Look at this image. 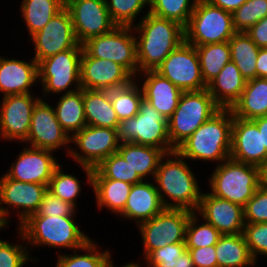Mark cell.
<instances>
[{"mask_svg":"<svg viewBox=\"0 0 267 267\" xmlns=\"http://www.w3.org/2000/svg\"><path fill=\"white\" fill-rule=\"evenodd\" d=\"M267 16V0H247L232 13L236 32H246Z\"/></svg>","mask_w":267,"mask_h":267,"instance_id":"obj_42","label":"cell"},{"mask_svg":"<svg viewBox=\"0 0 267 267\" xmlns=\"http://www.w3.org/2000/svg\"><path fill=\"white\" fill-rule=\"evenodd\" d=\"M76 207L71 203L63 201L59 197L46 192L42 198L38 210L33 215L44 216H75Z\"/></svg>","mask_w":267,"mask_h":267,"instance_id":"obj_47","label":"cell"},{"mask_svg":"<svg viewBox=\"0 0 267 267\" xmlns=\"http://www.w3.org/2000/svg\"><path fill=\"white\" fill-rule=\"evenodd\" d=\"M243 235L255 262L257 255H267V222L245 223Z\"/></svg>","mask_w":267,"mask_h":267,"instance_id":"obj_44","label":"cell"},{"mask_svg":"<svg viewBox=\"0 0 267 267\" xmlns=\"http://www.w3.org/2000/svg\"><path fill=\"white\" fill-rule=\"evenodd\" d=\"M187 250L185 243L167 244L153 250L145 259L148 267H177L178 258Z\"/></svg>","mask_w":267,"mask_h":267,"instance_id":"obj_46","label":"cell"},{"mask_svg":"<svg viewBox=\"0 0 267 267\" xmlns=\"http://www.w3.org/2000/svg\"><path fill=\"white\" fill-rule=\"evenodd\" d=\"M98 207L105 206L115 214L124 210L132 184L112 179H92Z\"/></svg>","mask_w":267,"mask_h":267,"instance_id":"obj_33","label":"cell"},{"mask_svg":"<svg viewBox=\"0 0 267 267\" xmlns=\"http://www.w3.org/2000/svg\"><path fill=\"white\" fill-rule=\"evenodd\" d=\"M110 267H114V265L112 264ZM122 267H140V265L138 263H128Z\"/></svg>","mask_w":267,"mask_h":267,"instance_id":"obj_55","label":"cell"},{"mask_svg":"<svg viewBox=\"0 0 267 267\" xmlns=\"http://www.w3.org/2000/svg\"><path fill=\"white\" fill-rule=\"evenodd\" d=\"M65 7V0H23L21 12L30 36L39 32Z\"/></svg>","mask_w":267,"mask_h":267,"instance_id":"obj_34","label":"cell"},{"mask_svg":"<svg viewBox=\"0 0 267 267\" xmlns=\"http://www.w3.org/2000/svg\"><path fill=\"white\" fill-rule=\"evenodd\" d=\"M70 142L75 143L82 153H77L71 148L67 154L83 167L90 185H92L93 169L105 158L116 153L120 145L117 129L88 125L71 136Z\"/></svg>","mask_w":267,"mask_h":267,"instance_id":"obj_9","label":"cell"},{"mask_svg":"<svg viewBox=\"0 0 267 267\" xmlns=\"http://www.w3.org/2000/svg\"><path fill=\"white\" fill-rule=\"evenodd\" d=\"M263 174H264V183L267 184V166H266V168L263 170Z\"/></svg>","mask_w":267,"mask_h":267,"instance_id":"obj_56","label":"cell"},{"mask_svg":"<svg viewBox=\"0 0 267 267\" xmlns=\"http://www.w3.org/2000/svg\"><path fill=\"white\" fill-rule=\"evenodd\" d=\"M65 7L70 12L79 44L117 26L110 17L105 0H65Z\"/></svg>","mask_w":267,"mask_h":267,"instance_id":"obj_14","label":"cell"},{"mask_svg":"<svg viewBox=\"0 0 267 267\" xmlns=\"http://www.w3.org/2000/svg\"><path fill=\"white\" fill-rule=\"evenodd\" d=\"M113 109L120 121L134 117L139 112L143 91L133 80L130 84L110 90Z\"/></svg>","mask_w":267,"mask_h":267,"instance_id":"obj_36","label":"cell"},{"mask_svg":"<svg viewBox=\"0 0 267 267\" xmlns=\"http://www.w3.org/2000/svg\"><path fill=\"white\" fill-rule=\"evenodd\" d=\"M52 153L53 151L46 149L24 148L6 175L25 183L48 186L55 168L59 165Z\"/></svg>","mask_w":267,"mask_h":267,"instance_id":"obj_21","label":"cell"},{"mask_svg":"<svg viewBox=\"0 0 267 267\" xmlns=\"http://www.w3.org/2000/svg\"><path fill=\"white\" fill-rule=\"evenodd\" d=\"M18 227L22 239L28 240L27 246L43 244L54 248L79 250L91 240L74 223L73 216L31 215Z\"/></svg>","mask_w":267,"mask_h":267,"instance_id":"obj_4","label":"cell"},{"mask_svg":"<svg viewBox=\"0 0 267 267\" xmlns=\"http://www.w3.org/2000/svg\"><path fill=\"white\" fill-rule=\"evenodd\" d=\"M38 80V63L0 57V93L7 95L29 93Z\"/></svg>","mask_w":267,"mask_h":267,"instance_id":"obj_24","label":"cell"},{"mask_svg":"<svg viewBox=\"0 0 267 267\" xmlns=\"http://www.w3.org/2000/svg\"><path fill=\"white\" fill-rule=\"evenodd\" d=\"M166 156L169 159L167 157L164 162L162 159H165ZM185 162L177 151L165 154L158 164L154 179L158 184L156 187L165 208L186 209L196 212L202 193L194 174ZM163 193L173 203L165 200L166 197H163Z\"/></svg>","mask_w":267,"mask_h":267,"instance_id":"obj_2","label":"cell"},{"mask_svg":"<svg viewBox=\"0 0 267 267\" xmlns=\"http://www.w3.org/2000/svg\"><path fill=\"white\" fill-rule=\"evenodd\" d=\"M83 103L88 126L117 129L119 119L111 103L110 90L83 89Z\"/></svg>","mask_w":267,"mask_h":267,"instance_id":"obj_28","label":"cell"},{"mask_svg":"<svg viewBox=\"0 0 267 267\" xmlns=\"http://www.w3.org/2000/svg\"><path fill=\"white\" fill-rule=\"evenodd\" d=\"M197 1L192 0L190 3V0H149L150 10L148 12L175 21L185 28Z\"/></svg>","mask_w":267,"mask_h":267,"instance_id":"obj_38","label":"cell"},{"mask_svg":"<svg viewBox=\"0 0 267 267\" xmlns=\"http://www.w3.org/2000/svg\"><path fill=\"white\" fill-rule=\"evenodd\" d=\"M112 21L117 26H134L136 16L149 0H105Z\"/></svg>","mask_w":267,"mask_h":267,"instance_id":"obj_43","label":"cell"},{"mask_svg":"<svg viewBox=\"0 0 267 267\" xmlns=\"http://www.w3.org/2000/svg\"><path fill=\"white\" fill-rule=\"evenodd\" d=\"M183 92L207 88L203 81L196 47L183 41L155 70Z\"/></svg>","mask_w":267,"mask_h":267,"instance_id":"obj_13","label":"cell"},{"mask_svg":"<svg viewBox=\"0 0 267 267\" xmlns=\"http://www.w3.org/2000/svg\"><path fill=\"white\" fill-rule=\"evenodd\" d=\"M70 136L58 122L54 107H51L42 98L36 103L27 140L31 147L55 151L68 145Z\"/></svg>","mask_w":267,"mask_h":267,"instance_id":"obj_19","label":"cell"},{"mask_svg":"<svg viewBox=\"0 0 267 267\" xmlns=\"http://www.w3.org/2000/svg\"><path fill=\"white\" fill-rule=\"evenodd\" d=\"M230 109L234 117L247 120L267 116V78L246 81L240 98Z\"/></svg>","mask_w":267,"mask_h":267,"instance_id":"obj_27","label":"cell"},{"mask_svg":"<svg viewBox=\"0 0 267 267\" xmlns=\"http://www.w3.org/2000/svg\"><path fill=\"white\" fill-rule=\"evenodd\" d=\"M24 245H13L0 239V267H23L26 262L33 260Z\"/></svg>","mask_w":267,"mask_h":267,"instance_id":"obj_48","label":"cell"},{"mask_svg":"<svg viewBox=\"0 0 267 267\" xmlns=\"http://www.w3.org/2000/svg\"><path fill=\"white\" fill-rule=\"evenodd\" d=\"M134 29L138 72L156 70L164 59L185 41L184 27L179 23L147 12Z\"/></svg>","mask_w":267,"mask_h":267,"instance_id":"obj_1","label":"cell"},{"mask_svg":"<svg viewBox=\"0 0 267 267\" xmlns=\"http://www.w3.org/2000/svg\"><path fill=\"white\" fill-rule=\"evenodd\" d=\"M56 118L63 130L73 136L84 128L86 124L83 103V89L72 93H64L54 108Z\"/></svg>","mask_w":267,"mask_h":267,"instance_id":"obj_31","label":"cell"},{"mask_svg":"<svg viewBox=\"0 0 267 267\" xmlns=\"http://www.w3.org/2000/svg\"><path fill=\"white\" fill-rule=\"evenodd\" d=\"M193 212L164 208L159 214L139 224L144 244V258L167 244L185 243L188 219Z\"/></svg>","mask_w":267,"mask_h":267,"instance_id":"obj_12","label":"cell"},{"mask_svg":"<svg viewBox=\"0 0 267 267\" xmlns=\"http://www.w3.org/2000/svg\"><path fill=\"white\" fill-rule=\"evenodd\" d=\"M46 192L47 185L25 183L11 179L6 174L0 177V205L5 204L19 210V225L36 213ZM9 213V209L0 206V222L7 225Z\"/></svg>","mask_w":267,"mask_h":267,"instance_id":"obj_15","label":"cell"},{"mask_svg":"<svg viewBox=\"0 0 267 267\" xmlns=\"http://www.w3.org/2000/svg\"><path fill=\"white\" fill-rule=\"evenodd\" d=\"M164 208L157 187L143 180L132 185L124 210L120 214L126 219H135L139 225L159 214Z\"/></svg>","mask_w":267,"mask_h":267,"instance_id":"obj_25","label":"cell"},{"mask_svg":"<svg viewBox=\"0 0 267 267\" xmlns=\"http://www.w3.org/2000/svg\"><path fill=\"white\" fill-rule=\"evenodd\" d=\"M230 157L262 170L267 166V150L262 149V133L253 120L233 116Z\"/></svg>","mask_w":267,"mask_h":267,"instance_id":"obj_20","label":"cell"},{"mask_svg":"<svg viewBox=\"0 0 267 267\" xmlns=\"http://www.w3.org/2000/svg\"><path fill=\"white\" fill-rule=\"evenodd\" d=\"M184 31L185 41L195 47L229 41L236 33L232 13L207 0L197 1Z\"/></svg>","mask_w":267,"mask_h":267,"instance_id":"obj_8","label":"cell"},{"mask_svg":"<svg viewBox=\"0 0 267 267\" xmlns=\"http://www.w3.org/2000/svg\"><path fill=\"white\" fill-rule=\"evenodd\" d=\"M132 26H116L110 32L94 36L82 44L94 58L108 59L123 66L134 78L138 73L136 37ZM137 72V73H136Z\"/></svg>","mask_w":267,"mask_h":267,"instance_id":"obj_10","label":"cell"},{"mask_svg":"<svg viewBox=\"0 0 267 267\" xmlns=\"http://www.w3.org/2000/svg\"><path fill=\"white\" fill-rule=\"evenodd\" d=\"M210 181L212 194L244 207L264 183L263 170L229 157L215 168Z\"/></svg>","mask_w":267,"mask_h":267,"instance_id":"obj_5","label":"cell"},{"mask_svg":"<svg viewBox=\"0 0 267 267\" xmlns=\"http://www.w3.org/2000/svg\"><path fill=\"white\" fill-rule=\"evenodd\" d=\"M233 113L221 108L198 127L176 151L186 159L224 162L230 157Z\"/></svg>","mask_w":267,"mask_h":267,"instance_id":"obj_3","label":"cell"},{"mask_svg":"<svg viewBox=\"0 0 267 267\" xmlns=\"http://www.w3.org/2000/svg\"><path fill=\"white\" fill-rule=\"evenodd\" d=\"M215 251L218 267H253L255 265L243 233L221 235L215 245Z\"/></svg>","mask_w":267,"mask_h":267,"instance_id":"obj_30","label":"cell"},{"mask_svg":"<svg viewBox=\"0 0 267 267\" xmlns=\"http://www.w3.org/2000/svg\"><path fill=\"white\" fill-rule=\"evenodd\" d=\"M37 63L59 52L72 49L78 41L75 37L72 18L64 7L36 34L31 36Z\"/></svg>","mask_w":267,"mask_h":267,"instance_id":"obj_16","label":"cell"},{"mask_svg":"<svg viewBox=\"0 0 267 267\" xmlns=\"http://www.w3.org/2000/svg\"><path fill=\"white\" fill-rule=\"evenodd\" d=\"M246 80L234 62H228L219 74L207 84V90L221 108H231L240 98Z\"/></svg>","mask_w":267,"mask_h":267,"instance_id":"obj_26","label":"cell"},{"mask_svg":"<svg viewBox=\"0 0 267 267\" xmlns=\"http://www.w3.org/2000/svg\"><path fill=\"white\" fill-rule=\"evenodd\" d=\"M220 109L207 89L183 92L177 108L168 119L171 146L176 150Z\"/></svg>","mask_w":267,"mask_h":267,"instance_id":"obj_6","label":"cell"},{"mask_svg":"<svg viewBox=\"0 0 267 267\" xmlns=\"http://www.w3.org/2000/svg\"><path fill=\"white\" fill-rule=\"evenodd\" d=\"M117 152L128 162L133 172L144 180L147 175L155 173L158 164L165 153L156 147L148 145H138L131 142H122Z\"/></svg>","mask_w":267,"mask_h":267,"instance_id":"obj_29","label":"cell"},{"mask_svg":"<svg viewBox=\"0 0 267 267\" xmlns=\"http://www.w3.org/2000/svg\"><path fill=\"white\" fill-rule=\"evenodd\" d=\"M212 5L222 8L223 10L233 13L247 0H207Z\"/></svg>","mask_w":267,"mask_h":267,"instance_id":"obj_52","label":"cell"},{"mask_svg":"<svg viewBox=\"0 0 267 267\" xmlns=\"http://www.w3.org/2000/svg\"><path fill=\"white\" fill-rule=\"evenodd\" d=\"M197 215L196 212H193L188 219L185 235L186 248L216 245L222 234L207 222L196 226L198 220Z\"/></svg>","mask_w":267,"mask_h":267,"instance_id":"obj_40","label":"cell"},{"mask_svg":"<svg viewBox=\"0 0 267 267\" xmlns=\"http://www.w3.org/2000/svg\"><path fill=\"white\" fill-rule=\"evenodd\" d=\"M196 211L222 235L243 233L244 211L239 204L215 197L210 193H202Z\"/></svg>","mask_w":267,"mask_h":267,"instance_id":"obj_22","label":"cell"},{"mask_svg":"<svg viewBox=\"0 0 267 267\" xmlns=\"http://www.w3.org/2000/svg\"><path fill=\"white\" fill-rule=\"evenodd\" d=\"M203 81L207 85L231 61L228 41L196 46Z\"/></svg>","mask_w":267,"mask_h":267,"instance_id":"obj_35","label":"cell"},{"mask_svg":"<svg viewBox=\"0 0 267 267\" xmlns=\"http://www.w3.org/2000/svg\"><path fill=\"white\" fill-rule=\"evenodd\" d=\"M195 267H218L216 259L215 245L199 247V248H187Z\"/></svg>","mask_w":267,"mask_h":267,"instance_id":"obj_49","label":"cell"},{"mask_svg":"<svg viewBox=\"0 0 267 267\" xmlns=\"http://www.w3.org/2000/svg\"><path fill=\"white\" fill-rule=\"evenodd\" d=\"M256 123L259 132L262 133V149L267 150V116L253 119Z\"/></svg>","mask_w":267,"mask_h":267,"instance_id":"obj_53","label":"cell"},{"mask_svg":"<svg viewBox=\"0 0 267 267\" xmlns=\"http://www.w3.org/2000/svg\"><path fill=\"white\" fill-rule=\"evenodd\" d=\"M228 44L231 61L238 67L242 77L246 81L256 78V61L260 48L246 32H236Z\"/></svg>","mask_w":267,"mask_h":267,"instance_id":"obj_32","label":"cell"},{"mask_svg":"<svg viewBox=\"0 0 267 267\" xmlns=\"http://www.w3.org/2000/svg\"><path fill=\"white\" fill-rule=\"evenodd\" d=\"M133 76L120 64L91 57L84 49L80 62L81 89L114 90L133 81Z\"/></svg>","mask_w":267,"mask_h":267,"instance_id":"obj_17","label":"cell"},{"mask_svg":"<svg viewBox=\"0 0 267 267\" xmlns=\"http://www.w3.org/2000/svg\"><path fill=\"white\" fill-rule=\"evenodd\" d=\"M96 245L93 240H89L87 244L81 248V251L86 253L83 255H78L77 250L73 255H60L58 256L56 267H110L113 262L110 260L109 251H103L100 253L96 249Z\"/></svg>","mask_w":267,"mask_h":267,"instance_id":"obj_39","label":"cell"},{"mask_svg":"<svg viewBox=\"0 0 267 267\" xmlns=\"http://www.w3.org/2000/svg\"><path fill=\"white\" fill-rule=\"evenodd\" d=\"M143 73L146 76L141 85L143 98L168 120L177 108L183 91L155 70Z\"/></svg>","mask_w":267,"mask_h":267,"instance_id":"obj_23","label":"cell"},{"mask_svg":"<svg viewBox=\"0 0 267 267\" xmlns=\"http://www.w3.org/2000/svg\"><path fill=\"white\" fill-rule=\"evenodd\" d=\"M259 48L267 47V16L246 31Z\"/></svg>","mask_w":267,"mask_h":267,"instance_id":"obj_50","label":"cell"},{"mask_svg":"<svg viewBox=\"0 0 267 267\" xmlns=\"http://www.w3.org/2000/svg\"><path fill=\"white\" fill-rule=\"evenodd\" d=\"M83 52L82 44L74 48L59 52L38 63V79L42 80L43 92L72 93L81 89L80 62ZM41 77V78H40ZM76 83V89H70L72 83ZM69 89V90H68Z\"/></svg>","mask_w":267,"mask_h":267,"instance_id":"obj_11","label":"cell"},{"mask_svg":"<svg viewBox=\"0 0 267 267\" xmlns=\"http://www.w3.org/2000/svg\"><path fill=\"white\" fill-rule=\"evenodd\" d=\"M5 226H7V225L0 222V230L3 229V227H5Z\"/></svg>","mask_w":267,"mask_h":267,"instance_id":"obj_57","label":"cell"},{"mask_svg":"<svg viewBox=\"0 0 267 267\" xmlns=\"http://www.w3.org/2000/svg\"><path fill=\"white\" fill-rule=\"evenodd\" d=\"M117 137L120 143L153 146L165 154L176 151L170 143L168 120L144 98L140 102L139 112L134 117L119 122Z\"/></svg>","mask_w":267,"mask_h":267,"instance_id":"obj_7","label":"cell"},{"mask_svg":"<svg viewBox=\"0 0 267 267\" xmlns=\"http://www.w3.org/2000/svg\"><path fill=\"white\" fill-rule=\"evenodd\" d=\"M245 223L267 222V184L263 183L243 207Z\"/></svg>","mask_w":267,"mask_h":267,"instance_id":"obj_45","label":"cell"},{"mask_svg":"<svg viewBox=\"0 0 267 267\" xmlns=\"http://www.w3.org/2000/svg\"><path fill=\"white\" fill-rule=\"evenodd\" d=\"M256 78H267V47L259 49L256 61Z\"/></svg>","mask_w":267,"mask_h":267,"instance_id":"obj_51","label":"cell"},{"mask_svg":"<svg viewBox=\"0 0 267 267\" xmlns=\"http://www.w3.org/2000/svg\"><path fill=\"white\" fill-rule=\"evenodd\" d=\"M177 267H195L188 250L179 256Z\"/></svg>","mask_w":267,"mask_h":267,"instance_id":"obj_54","label":"cell"},{"mask_svg":"<svg viewBox=\"0 0 267 267\" xmlns=\"http://www.w3.org/2000/svg\"><path fill=\"white\" fill-rule=\"evenodd\" d=\"M92 179L120 180L132 185L143 181L118 152L105 158L93 169Z\"/></svg>","mask_w":267,"mask_h":267,"instance_id":"obj_37","label":"cell"},{"mask_svg":"<svg viewBox=\"0 0 267 267\" xmlns=\"http://www.w3.org/2000/svg\"><path fill=\"white\" fill-rule=\"evenodd\" d=\"M0 110V133L7 140H27L31 117L40 97L30 93L7 95L2 99Z\"/></svg>","mask_w":267,"mask_h":267,"instance_id":"obj_18","label":"cell"},{"mask_svg":"<svg viewBox=\"0 0 267 267\" xmlns=\"http://www.w3.org/2000/svg\"><path fill=\"white\" fill-rule=\"evenodd\" d=\"M47 191L76 207L75 201L81 191V185L75 176L63 173L61 166L58 165L48 183Z\"/></svg>","mask_w":267,"mask_h":267,"instance_id":"obj_41","label":"cell"}]
</instances>
